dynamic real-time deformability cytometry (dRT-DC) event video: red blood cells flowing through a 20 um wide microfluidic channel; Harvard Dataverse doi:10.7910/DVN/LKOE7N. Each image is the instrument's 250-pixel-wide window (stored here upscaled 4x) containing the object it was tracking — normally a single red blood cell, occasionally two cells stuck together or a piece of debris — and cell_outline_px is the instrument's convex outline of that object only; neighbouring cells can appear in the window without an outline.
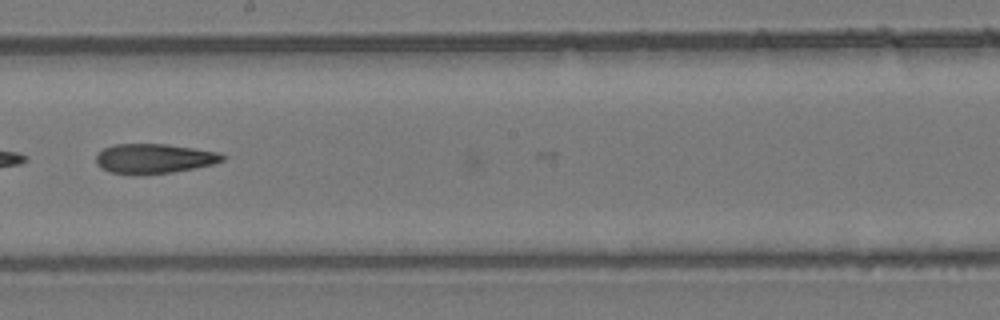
{"species": "common noctule bat (a hibernating species)", "species_latin": "Nyctalus noctula", "temperature_condition": "room temperature", "stored_images_in_passage": 17, "camera_frame_rate_fps": 3000, "um_per_image_px": 0.085, "animal": {"sex": "female", "body_mass_g": 24.6, "forearm_length_mm": 56.2}, "frame": {"image": 1, "passage_image": 15, "time_ms": 4.667, "image_size_px": [1000, 320], "cell_outline_px": [[228, 156], [224, 160], [212, 164], [172, 172], [108, 172], [100, 168], [96, 164], [96, 152], [104, 148], [116, 144], [168, 144], [220, 152]], "centroid_in_image_um": [13.11, 13.43], "position_along_channel_um": 235.1, "area_um2": 21.39}}